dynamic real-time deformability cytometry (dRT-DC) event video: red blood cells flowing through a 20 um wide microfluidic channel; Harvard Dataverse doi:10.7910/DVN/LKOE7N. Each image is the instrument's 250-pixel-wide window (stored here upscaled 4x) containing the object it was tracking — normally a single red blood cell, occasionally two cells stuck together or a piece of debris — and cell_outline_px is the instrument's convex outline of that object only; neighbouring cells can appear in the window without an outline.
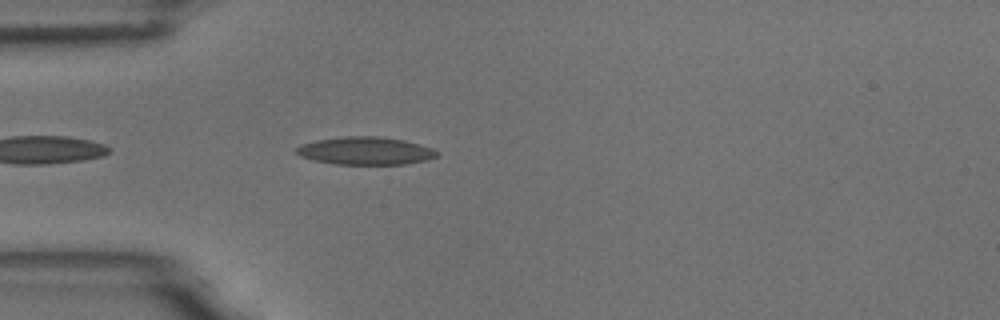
{"species": "common noctule bat (a hibernating species)", "species_latin": "Nyctalus noctula", "temperature_condition": "room temperature", "stored_images_in_passage": 3, "camera_frame_rate_fps": 3000, "um_per_image_px": 0.085, "animal": {"sex": "male", "body_mass_g": 18.8}, "frame": {"image": 1, "passage_image": 3, "time_ms": 3.0, "image_size_px": [1000, 320], "cell_outline_px": [[436, 156], [428, 160], [404, 164], [336, 164], [312, 160], [300, 156], [296, 152], [296, 148], [300, 144], [316, 140], [344, 136], [380, 136], [404, 140], [432, 148], [436, 152]], "centroid_in_image_um": [31.02, 12.81], "position_along_channel_um": 54.0, "area_um2": 22.72}}